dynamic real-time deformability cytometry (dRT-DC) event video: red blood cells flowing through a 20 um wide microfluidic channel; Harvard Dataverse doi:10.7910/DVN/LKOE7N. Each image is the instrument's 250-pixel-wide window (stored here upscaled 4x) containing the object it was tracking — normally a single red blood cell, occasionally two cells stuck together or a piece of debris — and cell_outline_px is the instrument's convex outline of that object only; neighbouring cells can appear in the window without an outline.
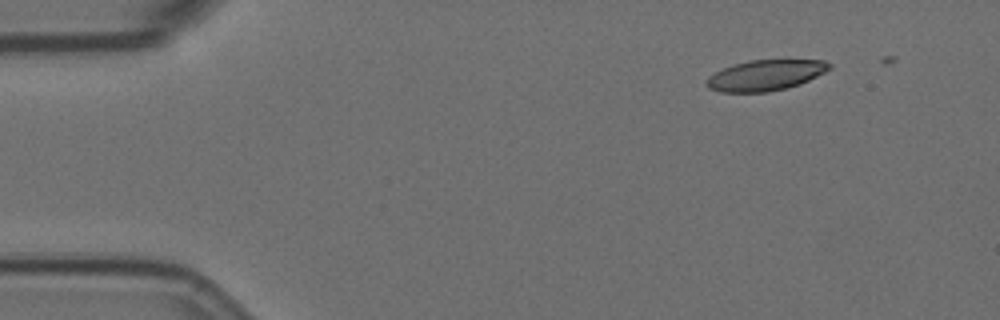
{"species": "Egyptian fruit bat (a non-hibernating species)", "species_latin": "Rousettus aegyptiacus", "temperature_condition": "room temperature", "stored_images_in_passage": 19, "camera_frame_rate_fps": 3000, "um_per_image_px": 0.085, "animal": {"sex": "female"}, "frame": {"image": 1, "passage_image": 1, "time_ms": 0.0, "image_size_px": [1000, 320], "cell_outline_px": [[832, 68], [800, 84], [788, 88], [768, 92], [720, 92], [708, 88], [704, 84], [708, 76], [732, 64], [752, 60], [824, 60], [832, 64]], "centroid_in_image_um": [65.05, 6.4], "position_along_channel_um": 20.0, "area_um2": 22.02}}
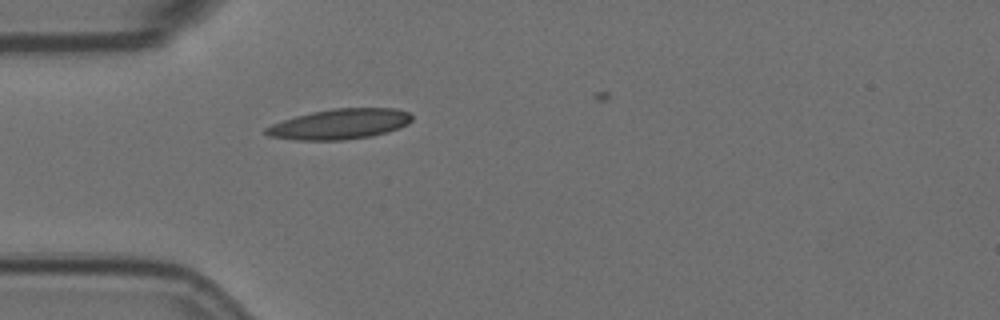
{"frame": {"image": 2, "passage_image": 11, "time_ms": 3.333, "image_size_px": [1000, 320], "cell_outline_px": [[412, 120], [408, 124], [400, 128], [372, 136], [344, 140], [296, 140], [268, 136], [264, 132], [264, 128], [272, 124], [296, 116], [312, 112], [332, 108], [396, 108], [408, 112], [412, 116]], "centroid_in_image_um": [28.89, 10.55], "position_along_channel_um": 56.1, "area_um2": 25.84}}
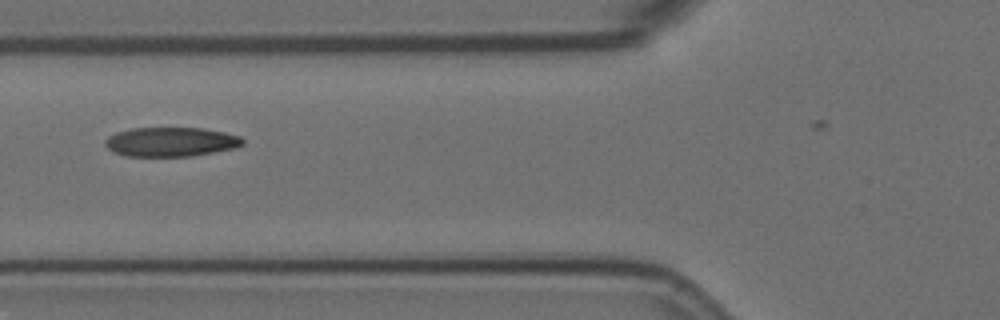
{"frame": {"image": 3, "passage_image": 16, "time_ms": 5.0, "image_size_px": [1000, 320], "cell_outline_px": [[244, 144], [236, 148], [192, 156], [124, 156], [112, 152], [104, 144], [104, 140], [108, 136], [116, 132], [132, 128], [204, 128], [224, 132], [240, 136], [244, 140]], "centroid_in_image_um": [14.51, 12.06], "position_along_channel_um": 111.3, "area_um2": 23.7}}